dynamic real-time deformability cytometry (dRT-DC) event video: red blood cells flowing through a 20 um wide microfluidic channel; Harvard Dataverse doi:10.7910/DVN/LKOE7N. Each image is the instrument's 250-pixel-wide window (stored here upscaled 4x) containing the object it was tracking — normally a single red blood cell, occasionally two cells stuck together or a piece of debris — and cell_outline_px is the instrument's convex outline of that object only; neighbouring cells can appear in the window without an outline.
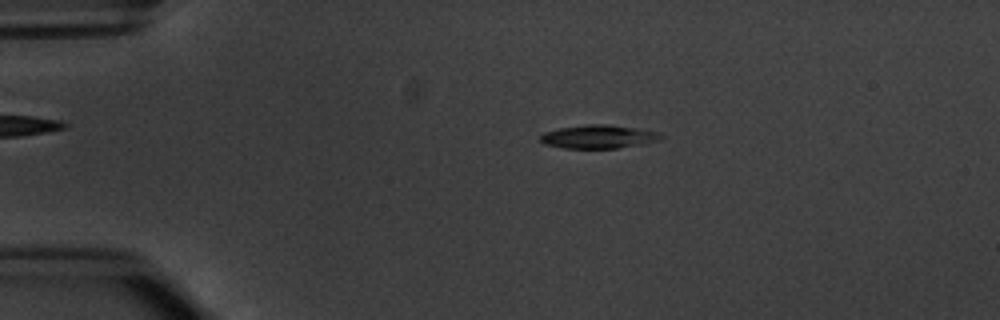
{"species": "common noctule bat (a hibernating species)", "species_latin": "Nyctalus noctula", "temperature_condition": "warm", "stored_images_in_passage": 51, "camera_frame_rate_fps": 3000, "um_per_image_px": 0.085, "animal": {"sex": "male", "body_mass_g": 20.1, "forearm_length_mm": 53.5}, "frame": {"image": 1, "passage_image": 11, "time_ms": 3.333, "image_size_px": [1000, 320], "cell_outline_px": [[664, 136], [660, 140], [644, 144], [616, 148], [564, 148], [544, 144], [540, 140], [540, 136], [544, 132], [560, 128], [588, 124], [604, 124], [660, 132]], "centroid_in_image_um": [50.88, 11.62], "position_along_channel_um": 34.1, "area_um2": 16.36}}
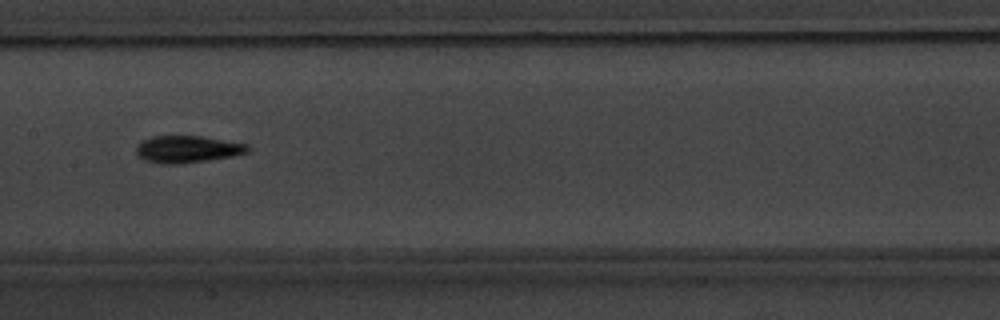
{"frame": {"image": 2, "passage_image": 27, "time_ms": 8.667, "image_size_px": [1000, 320], "cell_outline_px": [[248, 152], [232, 156], [176, 164], [160, 164], [144, 160], [136, 152], [136, 144], [152, 136], [200, 136], [248, 144]], "centroid_in_image_um": [15.89, 12.68], "position_along_channel_um": 191.5, "area_um2": 17.34}}
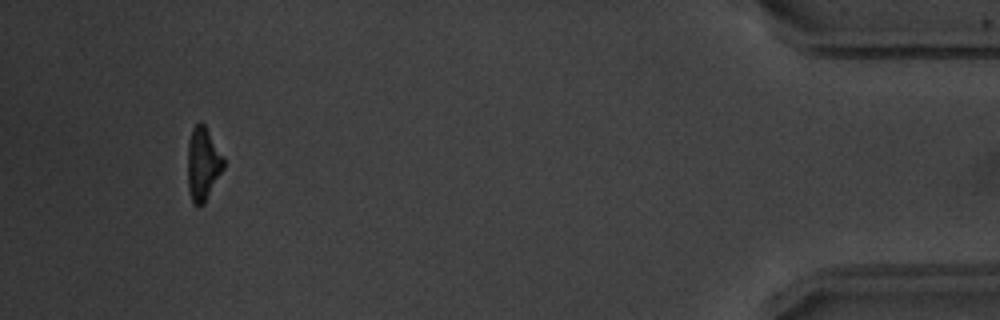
{"frame": {"image": 3, "passage_image": 50, "time_ms": 16.333, "image_size_px": [1000, 320], "cell_outline_px": [[224, 168], [204, 204], [196, 204], [192, 200], [188, 188], [188, 140], [192, 128], [200, 120], [204, 124], [224, 156]], "centroid_in_image_um": [17.26, 13.89], "position_along_channel_um": 417.9, "area_um2": 15.32}}